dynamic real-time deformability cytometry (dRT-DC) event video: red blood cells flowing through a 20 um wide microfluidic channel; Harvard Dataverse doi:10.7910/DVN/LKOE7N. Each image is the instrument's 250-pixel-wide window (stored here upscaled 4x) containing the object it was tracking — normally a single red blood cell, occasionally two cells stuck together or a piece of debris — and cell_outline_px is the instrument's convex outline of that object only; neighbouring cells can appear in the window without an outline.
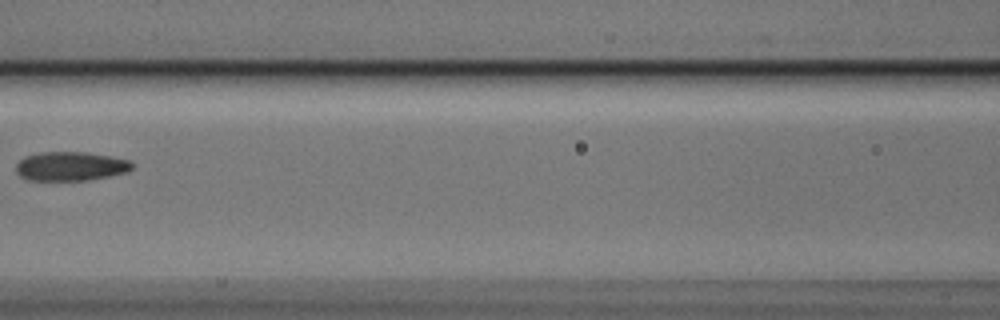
{"species": "Egyptian fruit bat (a non-hibernating species)", "species_latin": "Rousettus aegyptiacus", "temperature_condition": "cold", "stored_images_in_passage": 4, "camera_frame_rate_fps": 3000, "um_per_image_px": 0.085, "animal": {"sex": "male"}, "frame": {"image": 1, "passage_image": 3, "time_ms": 0.667, "image_size_px": [1000, 320], "cell_outline_px": [[132, 168], [124, 172], [108, 176], [88, 180], [28, 180], [20, 176], [16, 172], [16, 164], [24, 156], [40, 152], [84, 152], [112, 156], [128, 160], [132, 164]], "centroid_in_image_um": [5.95, 14.12], "position_along_channel_um": 160.6, "area_um2": 19.54}}
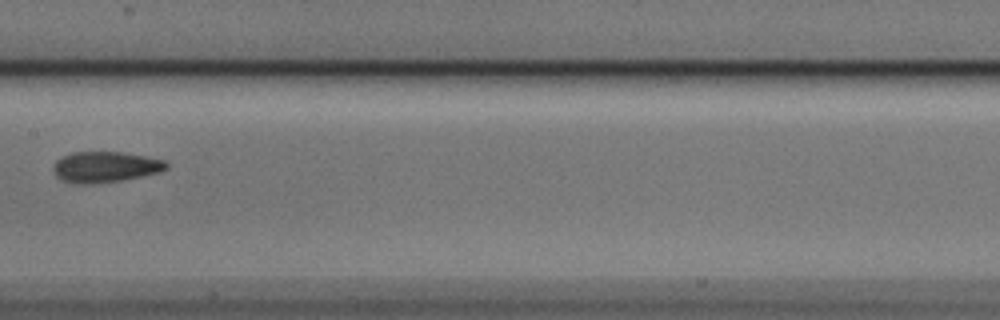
{"frame": {"image": 2, "passage_image": 4, "time_ms": 1.0, "image_size_px": [1000, 320], "cell_outline_px": [[168, 168], [160, 172], [120, 180], [92, 184], [72, 184], [60, 180], [56, 176], [52, 168], [56, 160], [72, 152], [120, 152], [148, 156], [164, 160], [168, 164]], "centroid_in_image_um": [8.92, 14.19], "position_along_channel_um": 198.5, "area_um2": 20.4}}